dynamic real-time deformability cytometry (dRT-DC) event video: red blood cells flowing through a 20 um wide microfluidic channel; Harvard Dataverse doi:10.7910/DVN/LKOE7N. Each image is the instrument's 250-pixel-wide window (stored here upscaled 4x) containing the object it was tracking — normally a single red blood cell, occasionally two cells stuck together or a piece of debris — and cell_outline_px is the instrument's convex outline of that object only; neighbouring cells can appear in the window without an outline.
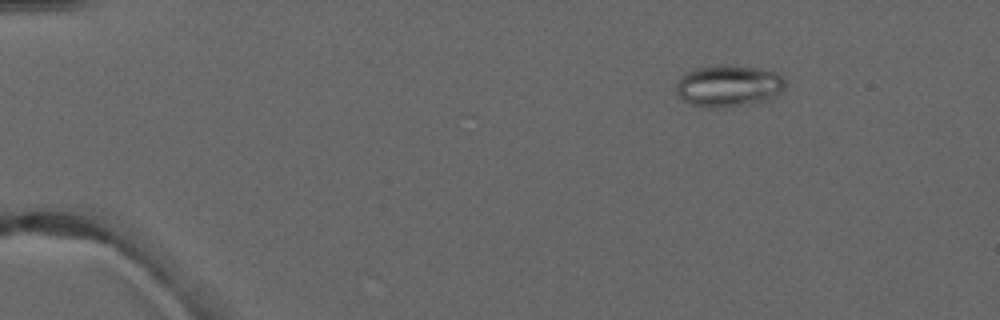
{"species": "common noctule bat (a hibernating species)", "species_latin": "Nyctalus noctula", "temperature_condition": "warm", "stored_images_in_passage": 3, "camera_frame_rate_fps": 3000, "um_per_image_px": 0.085, "animal": {"sex": "male", "forearm_length_mm": 52.5}, "frame": {"image": 1, "passage_image": 1, "time_ms": 0.0, "image_size_px": [1000, 320], "cell_outline_px": [[784, 88], [772, 100], [720, 108], [708, 108], [692, 104], [684, 100], [676, 92], [676, 80], [684, 72], [696, 68], [760, 68], [776, 72], [784, 80]], "centroid_in_image_um": [61.91, 7.35], "position_along_channel_um": 23.1, "area_um2": 25.89}}